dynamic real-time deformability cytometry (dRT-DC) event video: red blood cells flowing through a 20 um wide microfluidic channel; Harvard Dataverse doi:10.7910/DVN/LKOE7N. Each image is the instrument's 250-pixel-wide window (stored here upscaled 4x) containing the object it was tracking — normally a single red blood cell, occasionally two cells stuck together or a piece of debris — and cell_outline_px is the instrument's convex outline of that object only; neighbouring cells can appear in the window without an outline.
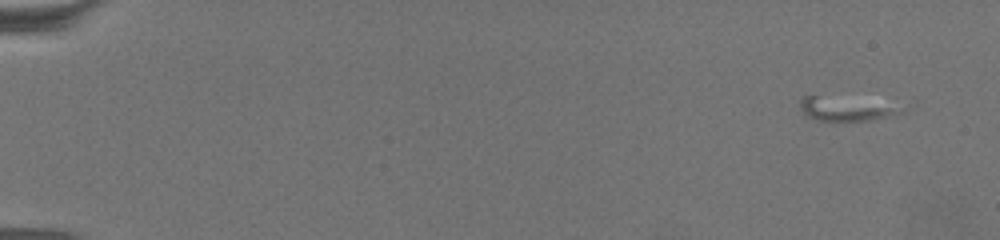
{"species": "common noctule bat (a hibernating species)", "species_latin": "Nyctalus noctula", "temperature_condition": "warm", "stored_images_in_passage": 6, "segment_of_instrument_passage": [2, 2], "camera_frame_rate_fps": 3000, "um_per_image_px": 0.085, "animal": {"sex": "female", "body_mass_g": 19.5, "forearm_length_mm": 54.1}, "frame": {"image": 1, "passage_image": 6, "time_ms": 1.667, "image_size_px": [1000, 240], "cell_outline_px": [[888, 112], [880, 116], [868, 120], [816, 120], [808, 116], [800, 108], [800, 100], [804, 96], [816, 96], [876, 108]], "centroid_in_image_um": [71.14, 9.33], "position_along_channel_um": 13.9, "area_um2": 10.29}}